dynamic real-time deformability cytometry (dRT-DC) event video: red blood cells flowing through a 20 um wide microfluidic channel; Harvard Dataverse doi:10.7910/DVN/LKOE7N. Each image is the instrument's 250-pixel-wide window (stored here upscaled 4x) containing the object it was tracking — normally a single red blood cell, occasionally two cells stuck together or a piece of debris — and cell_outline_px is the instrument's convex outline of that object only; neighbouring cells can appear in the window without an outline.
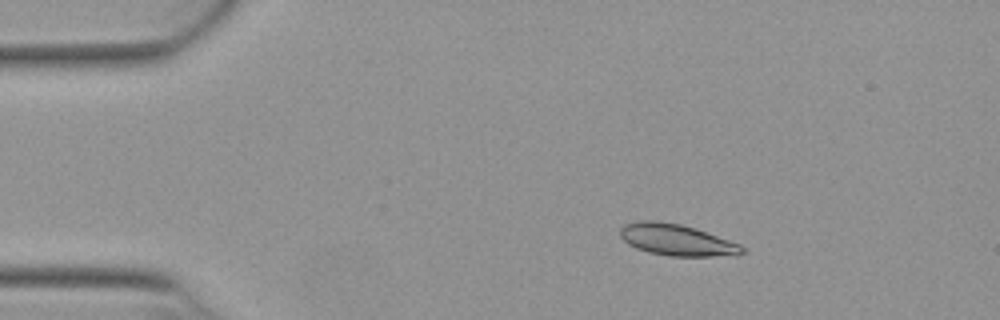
{"species": "Egyptian fruit bat (a non-hibernating species)", "species_latin": "Rousettus aegyptiacus", "temperature_condition": "warm", "stored_images_in_passage": 52, "camera_frame_rate_fps": 3000, "um_per_image_px": 0.085, "animal": {"sex": "female"}, "frame": {"image": 1, "passage_image": 9, "time_ms": 2.667, "image_size_px": [1000, 320], "cell_outline_px": [[744, 252], [736, 256], [668, 256], [648, 252], [636, 248], [628, 244], [620, 236], [620, 228], [624, 224], [644, 220], [656, 220], [680, 224], [696, 228], [740, 244], [744, 248]], "centroid_in_image_um": [57.52, 20.4], "position_along_channel_um": 27.5, "area_um2": 22.48}}
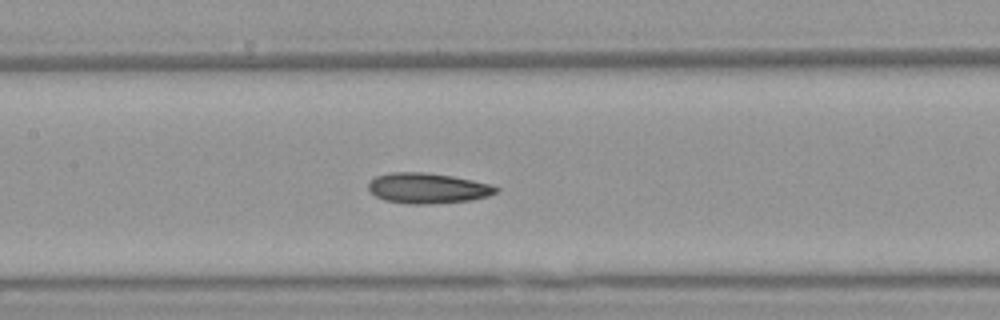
{"frame": {"image": 2, "passage_image": 25, "time_ms": 8.0, "image_size_px": [1000, 320], "cell_outline_px": [[500, 188], [496, 192], [488, 196], [472, 200], [428, 204], [408, 204], [384, 200], [376, 196], [368, 188], [368, 184], [376, 176], [388, 172], [424, 172], [452, 176], [492, 184]], "centroid_in_image_um": [36.36, 15.99], "position_along_channel_um": 171.0, "area_um2": 22.66}}
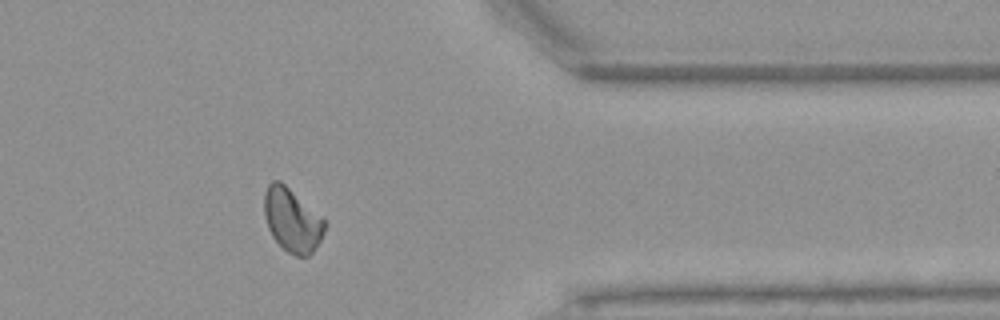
{"frame": {"image": 3, "passage_image": 43, "time_ms": 14.0, "image_size_px": [1000, 320], "cell_outline_px": [[324, 232], [320, 240], [312, 252], [308, 256], [296, 256], [288, 252], [272, 236], [268, 228], [264, 216], [264, 192], [268, 184], [272, 180], [280, 180], [324, 220]], "centroid_in_image_um": [24.78, 18.7], "position_along_channel_um": 386.6, "area_um2": 21.91}, "authors_computed_cell_mechanics": {"area_um2": 22.0218, "velocity_mm_per_s": 3.8833, "shape_relaxation_time_tau1_ms": 6.7097, "shape_relaxation_time_tau2_ms": 2.5303, "deformation_change_tau1": 0.1348, "deformation_change_tau2": 0.0699}}